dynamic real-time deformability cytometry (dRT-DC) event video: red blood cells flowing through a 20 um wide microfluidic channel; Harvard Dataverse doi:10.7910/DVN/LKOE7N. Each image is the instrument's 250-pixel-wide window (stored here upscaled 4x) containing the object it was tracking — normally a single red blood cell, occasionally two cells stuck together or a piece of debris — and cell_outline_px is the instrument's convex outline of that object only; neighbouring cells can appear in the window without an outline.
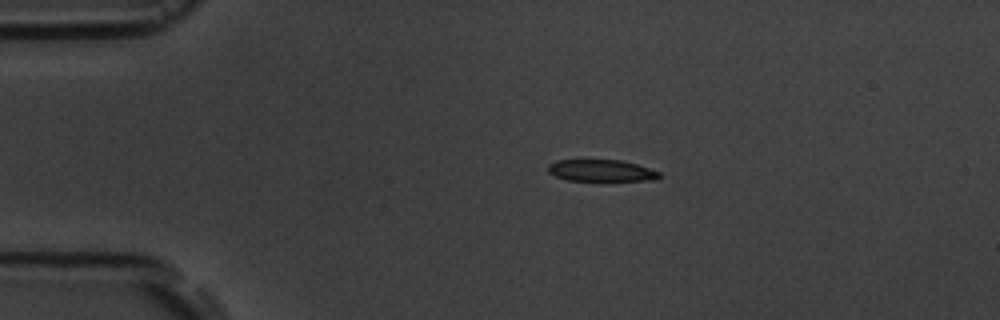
{"species": "common noctule bat (a hibernating species)", "species_latin": "Nyctalus noctula", "temperature_condition": "room temperature", "stored_images_in_passage": 4, "camera_frame_rate_fps": 3000, "um_per_image_px": 0.085, "animal": {"sex": "male", "body_mass_g": 19.5, "forearm_length_mm": 54.6}, "frame": {"image": 1, "passage_image": 2, "time_ms": 8.333, "image_size_px": [1000, 320], "cell_outline_px": [[660, 176], [656, 180], [568, 180], [556, 176], [548, 172], [548, 164], [556, 160], [620, 160], [636, 164], [660, 172]], "centroid_in_image_um": [51.09, 14.49], "position_along_channel_um": 33.9, "area_um2": 13.87}}
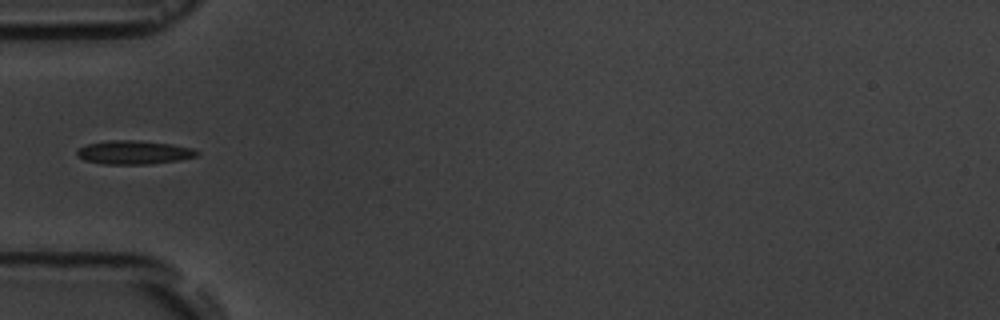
{"frame": {"image": 2, "passage_image": 4, "time_ms": 10.667, "image_size_px": [1000, 320], "cell_outline_px": [[200, 152], [196, 156], [180, 160], [148, 164], [104, 164], [84, 160], [76, 156], [76, 152], [80, 148], [88, 144], [108, 140], [136, 140], [172, 144], [192, 148]], "centroid_in_image_um": [11.38, 12.95], "position_along_channel_um": 73.6, "area_um2": 16.53}}